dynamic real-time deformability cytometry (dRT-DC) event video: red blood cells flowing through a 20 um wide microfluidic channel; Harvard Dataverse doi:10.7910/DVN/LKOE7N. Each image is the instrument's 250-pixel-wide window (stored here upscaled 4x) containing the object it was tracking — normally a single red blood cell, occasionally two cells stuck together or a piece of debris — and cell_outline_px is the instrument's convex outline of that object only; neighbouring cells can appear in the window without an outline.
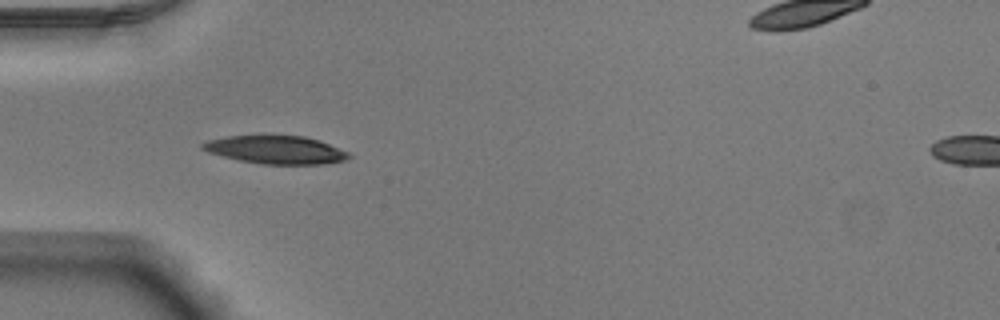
{"species": "Egyptian fruit bat (a non-hibernating species)", "species_latin": "Rousettus aegyptiacus", "temperature_condition": "warm", "stored_images_in_passage": 24, "camera_frame_rate_fps": 3000, "um_per_image_px": 0.085, "animal": {"sex": "male"}, "frame": {"image": 1, "passage_image": 4, "time_ms": 1.0, "image_size_px": [1000, 320], "cell_outline_px": [[352, 156], [344, 160], [320, 164], [264, 164], [240, 160], [208, 152], [200, 148], [200, 144], [208, 140], [228, 136], [304, 136], [328, 144], [348, 152]], "centroid_in_image_um": [23.42, 12.73], "position_along_channel_um": 61.6, "area_um2": 23.47}}
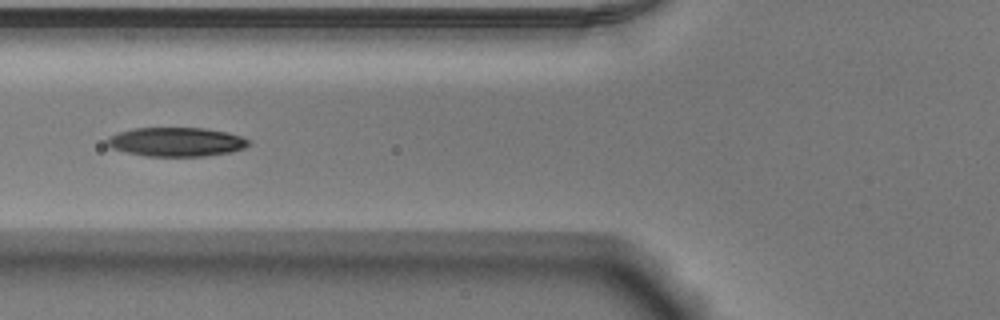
{"frame": {"image": 2, "passage_image": 8, "time_ms": 2.333, "image_size_px": [1000, 320], "cell_outline_px": [[252, 144], [244, 148], [228, 152], [204, 156], [148, 156], [128, 152], [112, 148], [104, 140], [108, 136], [132, 128], [204, 128], [228, 132], [252, 140]], "centroid_in_image_um": [15.01, 12.05], "position_along_channel_um": 110.8, "area_um2": 23.93}}
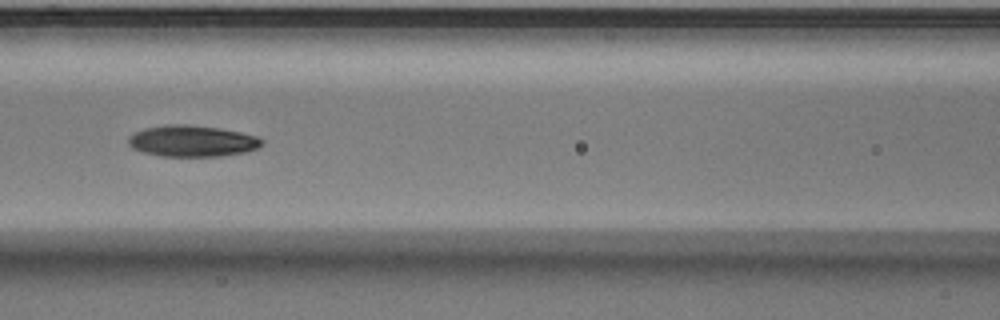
{"frame": {"image": 3, "passage_image": 11, "time_ms": 3.333, "image_size_px": [1000, 320], "cell_outline_px": [[264, 144], [256, 148], [244, 152], [220, 156], [160, 156], [144, 152], [132, 148], [128, 144], [128, 136], [144, 128], [164, 124], [188, 124], [220, 128], [240, 132], [256, 136], [264, 140]], "centroid_in_image_um": [16.32, 11.97], "position_along_channel_um": 150.3, "area_um2": 24.45}}